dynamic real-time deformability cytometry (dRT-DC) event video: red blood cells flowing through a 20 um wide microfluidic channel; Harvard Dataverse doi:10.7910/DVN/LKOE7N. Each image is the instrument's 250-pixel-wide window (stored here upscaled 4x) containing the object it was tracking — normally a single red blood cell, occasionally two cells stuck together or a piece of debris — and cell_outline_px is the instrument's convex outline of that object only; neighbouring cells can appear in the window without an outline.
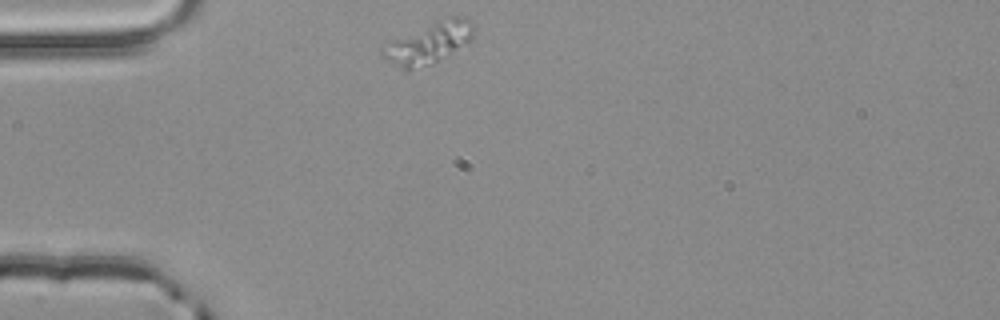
{"species": "common noctule bat (a hibernating species)", "species_latin": "Nyctalus noctula", "temperature_condition": "room temperature", "stored_images_in_passage": 42, "camera_frame_rate_fps": 3000, "um_per_image_px": 0.085, "animal": {"sex": "male", "body_mass_g": 20.4}, "frame": {"image": 1, "passage_image": 1, "time_ms": 0.0, "image_size_px": [1000, 320], "cell_outline_px": [[472, 40], [468, 44], [432, 64], [408, 72], [404, 72], [380, 56], [380, 48], [392, 40], [448, 16], [464, 16], [472, 24]], "centroid_in_image_um": [36.4, 3.71], "position_along_channel_um": 48.6, "area_um2": 22.08}}